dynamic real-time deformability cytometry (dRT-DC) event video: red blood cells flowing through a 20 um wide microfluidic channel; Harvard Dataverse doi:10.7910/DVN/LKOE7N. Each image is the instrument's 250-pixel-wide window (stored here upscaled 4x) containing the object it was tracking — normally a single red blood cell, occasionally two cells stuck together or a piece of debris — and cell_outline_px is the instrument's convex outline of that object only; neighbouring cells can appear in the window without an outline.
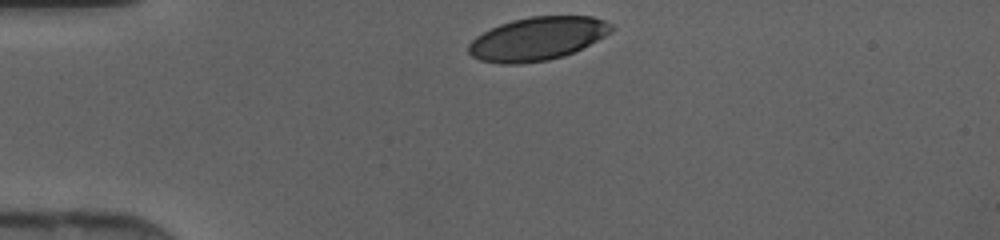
{"species": "human", "species_latin": "Homo sapiens", "temperature_condition": "cold", "stored_images_in_passage": 28, "camera_frame_rate_fps": 3000, "um_per_image_px": 0.085, "donor": {"sex": "female"}, "frame": {"image": 1, "passage_image": 1, "time_ms": 0.0, "image_size_px": [1000, 240], "cell_outline_px": [[612, 28], [604, 36], [564, 56], [548, 60], [520, 64], [500, 64], [480, 60], [472, 56], [468, 52], [468, 44], [476, 36], [500, 24], [512, 20], [532, 16], [592, 16], [604, 20], [612, 24]], "centroid_in_image_um": [45.63, 3.29], "position_along_channel_um": 39.4, "area_um2": 35.72}}
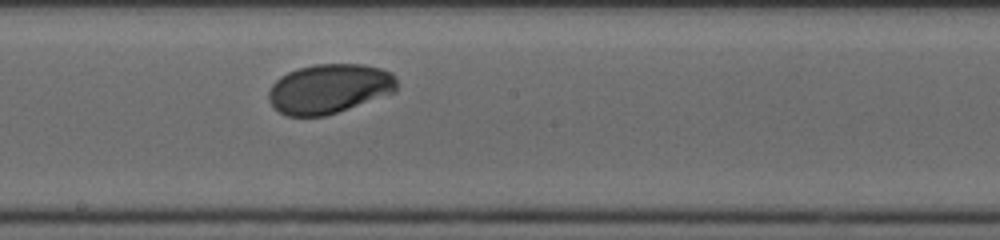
{"frame": {"image": 2, "passage_image": 16, "time_ms": 5.0, "image_size_px": [1000, 240], "cell_outline_px": [[396, 92], [324, 116], [288, 116], [280, 112], [268, 100], [268, 92], [272, 84], [280, 76], [288, 72], [300, 68], [316, 64], [364, 64], [380, 68], [392, 72], [396, 80]], "centroid_in_image_um": [27.98, 7.53], "position_along_channel_um": 220.2, "area_um2": 36.82}}
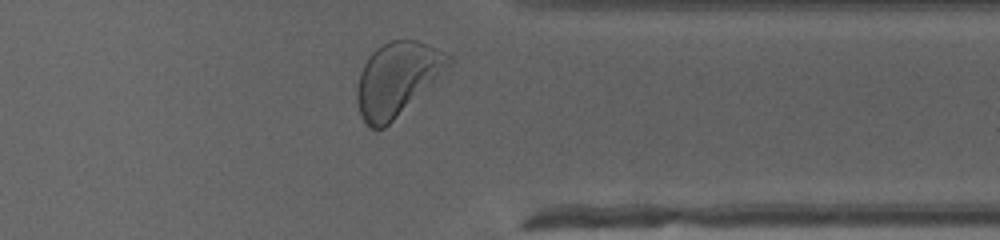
{"frame": {"image": 3, "passage_image": 27, "time_ms": 8.667, "image_size_px": [1000, 240], "cell_outline_px": [[452, 64], [384, 128], [368, 128], [360, 116], [356, 100], [356, 88], [360, 72], [368, 56], [376, 48], [392, 40], [416, 40], [444, 52], [452, 56]], "centroid_in_image_um": [33.71, 6.71], "position_along_channel_um": 377.7, "area_um2": 38.67}}